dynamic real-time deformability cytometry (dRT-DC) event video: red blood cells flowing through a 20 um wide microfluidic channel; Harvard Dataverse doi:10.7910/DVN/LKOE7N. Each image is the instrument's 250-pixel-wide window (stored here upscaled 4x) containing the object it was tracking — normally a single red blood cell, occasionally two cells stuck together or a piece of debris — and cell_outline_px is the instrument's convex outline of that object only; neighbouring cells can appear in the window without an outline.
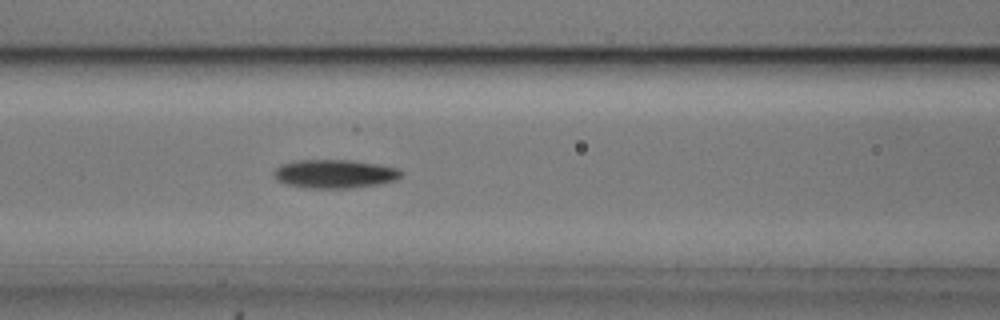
{"species": "common noctule bat (a hibernating species)", "species_latin": "Nyctalus noctula", "temperature_condition": "cold", "stored_images_in_passage": 38, "camera_frame_rate_fps": 3000, "um_per_image_px": 0.085, "animal": {"sex": "male", "body_mass_g": 20.5, "forearm_length_mm": 52.5}, "frame": {"image": 1, "passage_image": 22, "time_ms": 7.0, "image_size_px": [1000, 320], "cell_outline_px": [[404, 176], [396, 180], [380, 184], [352, 188], [308, 188], [288, 184], [276, 180], [272, 172], [280, 164], [296, 160], [348, 160], [376, 164], [400, 168], [404, 172]], "centroid_in_image_um": [28.48, 14.78], "position_along_channel_um": 138.1, "area_um2": 21.44}}